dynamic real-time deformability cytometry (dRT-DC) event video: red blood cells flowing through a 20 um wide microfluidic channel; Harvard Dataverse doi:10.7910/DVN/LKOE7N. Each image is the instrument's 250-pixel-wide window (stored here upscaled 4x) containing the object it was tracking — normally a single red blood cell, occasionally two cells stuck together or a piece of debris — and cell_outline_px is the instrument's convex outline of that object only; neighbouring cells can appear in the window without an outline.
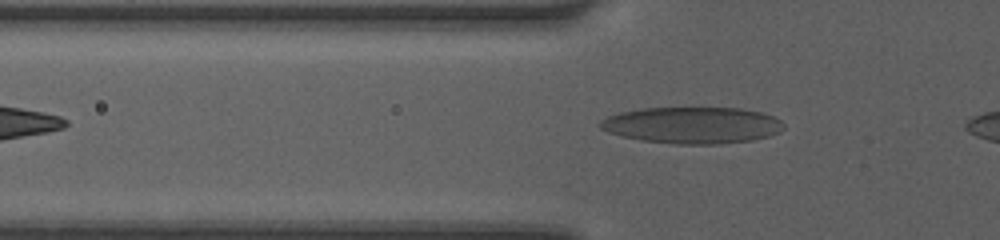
{"species": "human", "species_latin": "Homo sapiens", "temperature_condition": "room temperature", "stored_images_in_passage": 29, "camera_frame_rate_fps": 3000, "um_per_image_px": 0.085, "donor": {"sex": "female"}, "frame": {"image": 1, "passage_image": 2, "time_ms": 0.333, "image_size_px": [1000, 240], "cell_outline_px": [[784, 128], [768, 136], [752, 140], [716, 144], [676, 144], [640, 140], [620, 136], [608, 132], [600, 128], [600, 120], [608, 116], [620, 112], [644, 108], [740, 108], [760, 112], [772, 116], [780, 120], [784, 124]], "centroid_in_image_um": [58.81, 10.64], "position_along_channel_um": 67.0, "area_um2": 38.96}}
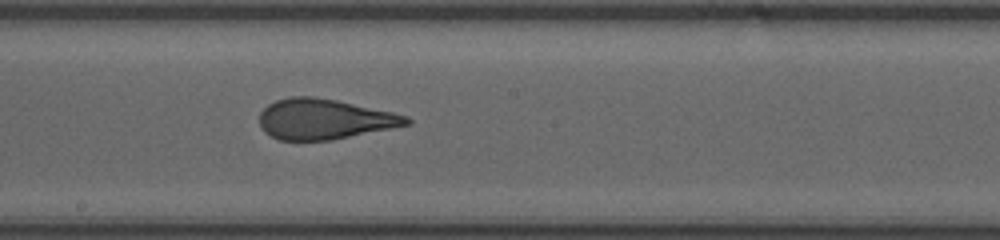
{"frame": {"image": 2, "passage_image": 13, "time_ms": 4.0, "image_size_px": [1000, 240], "cell_outline_px": [[412, 124], [332, 140], [280, 140], [264, 132], [260, 124], [260, 112], [268, 104], [276, 100], [288, 96], [312, 96], [336, 100], [392, 112], [408, 116], [412, 120]], "centroid_in_image_um": [27.57, 10.12], "position_along_channel_um": 220.6, "area_um2": 34.56}}
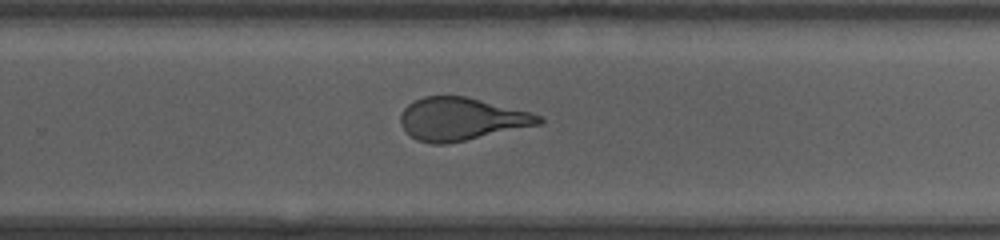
{"frame": {"image": 3, "passage_image": 18, "time_ms": 5.667, "image_size_px": [1000, 240], "cell_outline_px": [[544, 120], [540, 124], [464, 140], [444, 144], [432, 144], [416, 140], [400, 124], [400, 116], [404, 108], [408, 104], [424, 96], [464, 96], [528, 112], [540, 116]], "centroid_in_image_um": [39.16, 10.12], "position_along_channel_um": 290.6, "area_um2": 33.7}}